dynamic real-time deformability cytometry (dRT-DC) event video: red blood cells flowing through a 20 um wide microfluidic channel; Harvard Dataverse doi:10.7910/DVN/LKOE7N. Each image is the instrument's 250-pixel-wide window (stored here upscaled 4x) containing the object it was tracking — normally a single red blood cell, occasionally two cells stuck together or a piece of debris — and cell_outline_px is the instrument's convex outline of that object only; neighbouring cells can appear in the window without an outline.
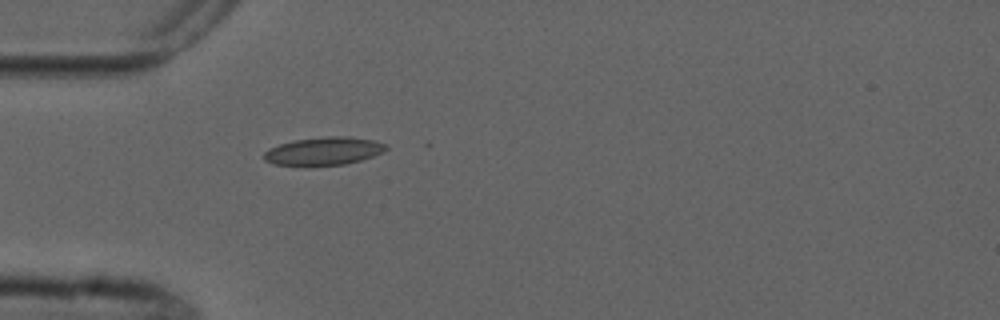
{"species": "common noctule bat (a hibernating species)", "species_latin": "Nyctalus noctula", "temperature_condition": "cold", "stored_images_in_passage": 1, "camera_frame_rate_fps": 3000, "um_per_image_px": 0.085, "animal": {"sex": "male", "forearm_length_mm": 52.5}, "frame": {"image": 1, "passage_image": 1, "time_ms": 0.0, "image_size_px": [1000, 320], "cell_outline_px": [[388, 148], [384, 152], [360, 160], [344, 164], [308, 168], [272, 164], [264, 160], [264, 152], [268, 148], [280, 144], [296, 140], [328, 136], [348, 136], [372, 140], [388, 144]], "centroid_in_image_um": [27.48, 12.88], "position_along_channel_um": 57.5, "area_um2": 20.52}}